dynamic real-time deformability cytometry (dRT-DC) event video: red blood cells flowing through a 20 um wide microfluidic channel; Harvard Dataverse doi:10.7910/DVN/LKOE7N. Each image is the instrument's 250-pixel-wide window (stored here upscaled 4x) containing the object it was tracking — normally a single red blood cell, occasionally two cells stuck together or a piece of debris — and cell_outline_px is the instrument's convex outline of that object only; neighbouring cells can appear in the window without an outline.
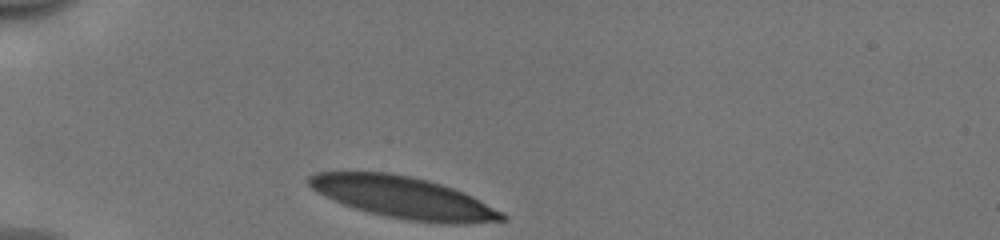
{"species": "human", "species_latin": "Homo sapiens", "temperature_condition": "cold", "stored_images_in_passage": 30, "camera_frame_rate_fps": 3000, "um_per_image_px": 0.085, "donor": {"sex": "male"}, "frame": {"image": 1, "passage_image": 1, "time_ms": 0.0, "image_size_px": [1000, 240], "cell_outline_px": [[508, 220], [468, 224], [452, 224], [408, 220], [368, 212], [332, 200], [316, 192], [308, 184], [308, 176], [316, 172], [388, 172], [412, 176], [428, 180], [464, 192], [504, 212], [508, 216]], "centroid_in_image_um": [34.33, 16.79], "position_along_channel_um": 50.7, "area_um2": 46.93}}
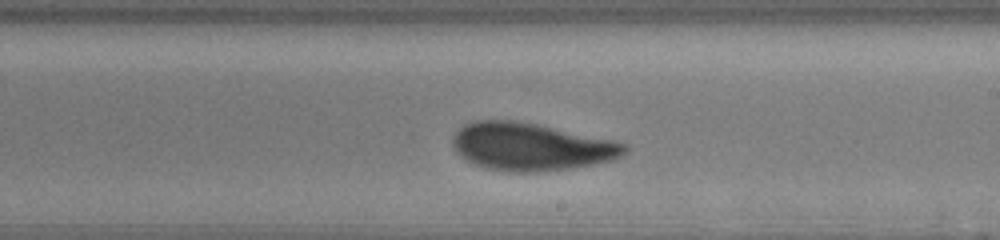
{"frame": {"image": 2, "passage_image": 18, "time_ms": 5.667, "image_size_px": [1000, 240], "cell_outline_px": [[628, 152], [612, 160], [572, 168], [536, 172], [508, 172], [484, 168], [464, 160], [456, 152], [452, 144], [452, 136], [464, 124], [476, 120], [516, 120], [616, 140], [628, 144]], "centroid_in_image_um": [45.12, 12.47], "position_along_channel_um": 243.9, "area_um2": 48.15}}
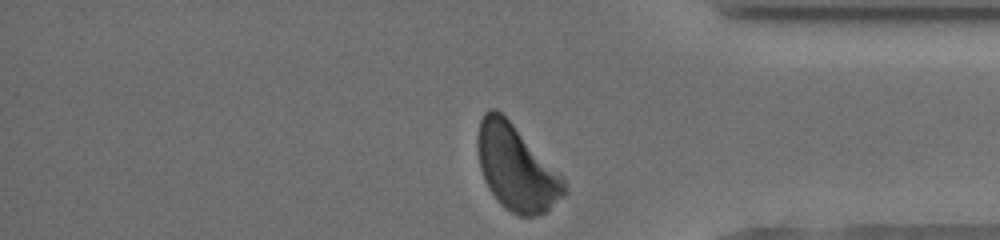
{"frame": {"image": 3, "passage_image": 30, "time_ms": 9.667, "image_size_px": [1000, 240], "cell_outline_px": [[568, 192], [564, 196], [544, 212], [536, 216], [520, 216], [504, 208], [496, 200], [488, 188], [484, 180], [480, 168], [476, 148], [476, 136], [480, 120], [484, 112], [488, 108], [496, 108], [560, 172], [564, 180]], "centroid_in_image_um": [43.86, 14.27], "position_along_channel_um": 391.3, "area_um2": 43.18}, "authors_computed_cell_mechanics": {"area_um2": 47.7717, "velocity_mm_per_s": 3.9183, "shape_relaxation_time_tau1_ms": 2.9767, "shape_relaxation_time_tau2_ms": 0.9728, "deformation_change_tau1": 0.1365, "deformation_change_tau2": 0.0531}}